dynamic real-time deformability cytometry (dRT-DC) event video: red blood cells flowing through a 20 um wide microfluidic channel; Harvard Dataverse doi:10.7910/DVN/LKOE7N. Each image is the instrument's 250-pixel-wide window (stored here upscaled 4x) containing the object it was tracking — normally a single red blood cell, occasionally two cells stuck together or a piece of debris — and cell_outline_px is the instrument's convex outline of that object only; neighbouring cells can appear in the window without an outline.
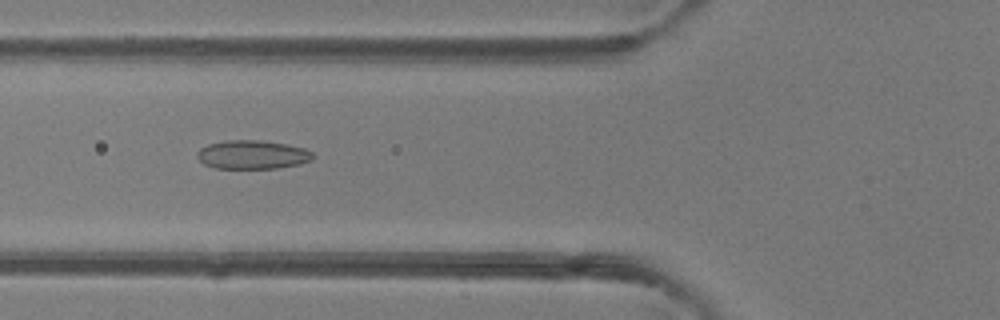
{"species": "common noctule bat (a hibernating species)", "species_latin": "Nyctalus noctula", "temperature_condition": "room temperature", "stored_images_in_passage": 50, "camera_frame_rate_fps": 3000, "um_per_image_px": 0.085, "animal": {"sex": "female"}, "frame": {"image": 1, "passage_image": 19, "time_ms": 6.0, "image_size_px": [1000, 320], "cell_outline_px": [[312, 160], [296, 164], [276, 168], [216, 168], [204, 164], [196, 156], [196, 152], [200, 148], [208, 144], [228, 140], [256, 140], [284, 144], [304, 148], [312, 152]], "centroid_in_image_um": [21.4, 13.14], "position_along_channel_um": 104.4, "area_um2": 19.07}}
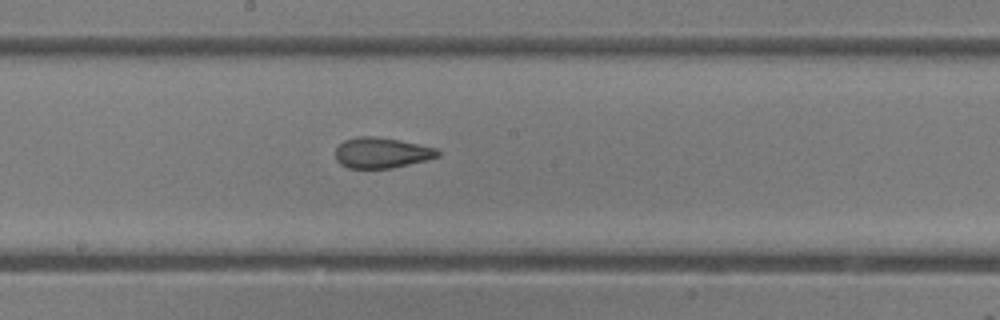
{"frame": {"image": 2, "passage_image": 27, "time_ms": 8.667, "image_size_px": [1000, 320], "cell_outline_px": [[440, 156], [428, 160], [392, 168], [348, 168], [340, 164], [336, 160], [336, 148], [344, 140], [356, 136], [372, 136], [400, 140], [436, 148], [440, 152]], "centroid_in_image_um": [32.44, 12.99], "position_along_channel_um": 215.8, "area_um2": 18.32}}
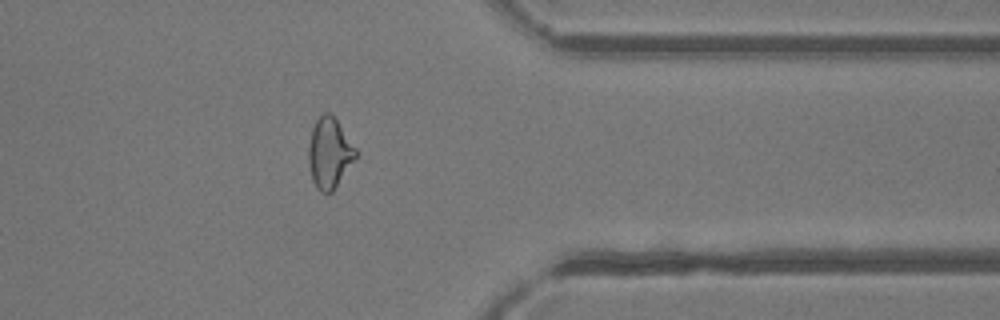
{"frame": {"image": 3, "passage_image": 40, "time_ms": 13.0, "image_size_px": [1000, 320], "cell_outline_px": [[360, 152], [332, 192], [320, 192], [316, 188], [312, 180], [308, 164], [308, 148], [312, 128], [316, 120], [324, 112], [328, 112], [336, 120]], "centroid_in_image_um": [28.0, 13.02], "position_along_channel_um": 383.4, "area_um2": 19.42}, "authors_computed_cell_mechanics": {"area_um2": 20.1144, "velocity_mm_per_s": 4.1525, "shape_relaxation_time_tau1_ms": null, "shape_relaxation_time_tau2_ms": 1.6504, "deformation_change_tau1": null, "deformation_change_tau2": 0.0928}}